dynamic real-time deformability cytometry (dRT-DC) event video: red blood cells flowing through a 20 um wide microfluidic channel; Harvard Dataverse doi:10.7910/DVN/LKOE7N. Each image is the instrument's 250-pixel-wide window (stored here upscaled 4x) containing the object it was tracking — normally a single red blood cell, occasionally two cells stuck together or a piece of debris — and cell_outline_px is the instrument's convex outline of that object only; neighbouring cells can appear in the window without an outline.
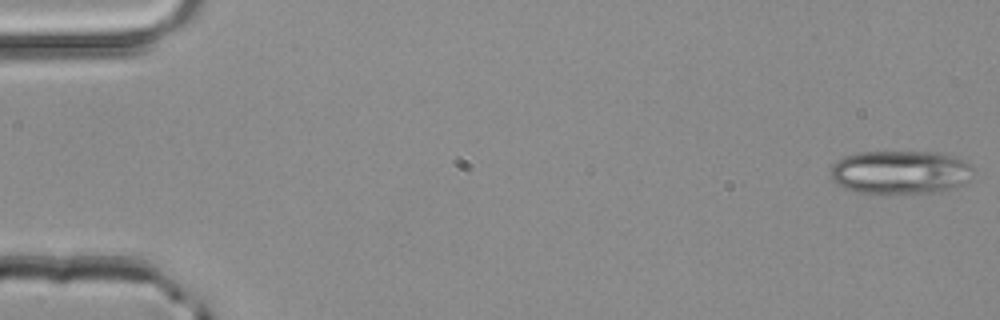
{"species": "common noctule bat (a hibernating species)", "species_latin": "Nyctalus noctula", "temperature_condition": "room temperature", "stored_images_in_passage": 4, "camera_frame_rate_fps": 3000, "um_per_image_px": 0.085, "animal": {"sex": "male", "body_mass_g": 20.4}, "frame": {"image": 1, "passage_image": 1, "time_ms": 0.0, "image_size_px": [1000, 320], "cell_outline_px": [[972, 168], [968, 180], [964, 184], [940, 192], [912, 196], [856, 192], [844, 188], [832, 180], [832, 164], [836, 160], [844, 156], [856, 152], [940, 152], [952, 156], [972, 164]], "centroid_in_image_um": [76.52, 14.68], "position_along_channel_um": 8.5, "area_um2": 37.17}}
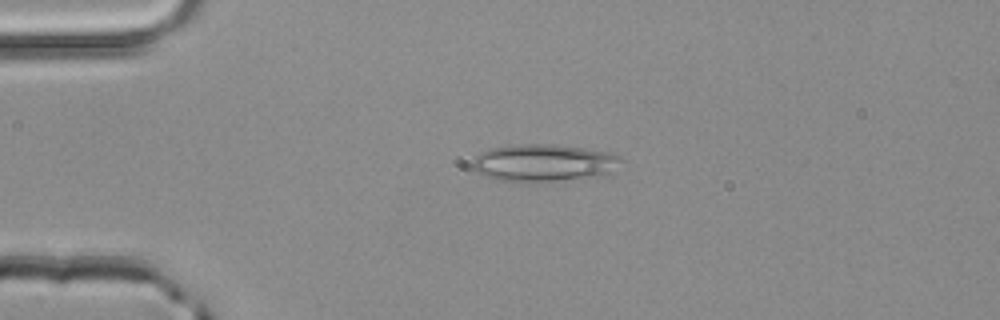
{"frame": {"image": 2, "passage_image": 3, "time_ms": 0.667, "image_size_px": [1000, 320], "cell_outline_px": [[624, 160], [608, 172], [596, 176], [536, 184], [500, 180], [484, 176], [476, 172], [472, 168], [472, 164], [476, 156], [480, 152], [488, 148], [516, 144], [548, 144], [584, 148], [608, 152], [620, 156]], "centroid_in_image_um": [46.15, 13.86], "position_along_channel_um": 38.8, "area_um2": 32.71}}